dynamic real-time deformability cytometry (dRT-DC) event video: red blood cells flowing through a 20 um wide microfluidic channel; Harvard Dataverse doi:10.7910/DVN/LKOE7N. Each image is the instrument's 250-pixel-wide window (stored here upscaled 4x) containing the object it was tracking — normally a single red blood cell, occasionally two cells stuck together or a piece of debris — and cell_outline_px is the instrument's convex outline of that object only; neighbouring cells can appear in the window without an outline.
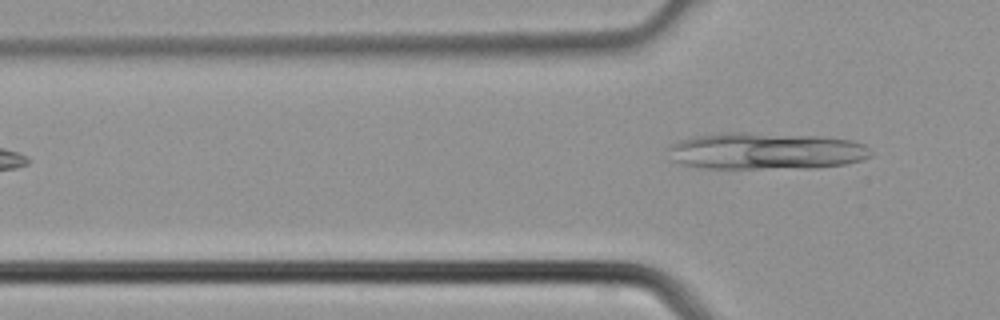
{"species": "common noctule bat (a hibernating species)", "species_latin": "Nyctalus noctula", "temperature_condition": "cold", "stored_images_in_passage": 2, "camera_frame_rate_fps": 3000, "um_per_image_px": 0.085, "animal": {"sex": "male", "body_mass_g": 21.5, "forearm_length_mm": 52.0}, "frame": {"image": 1, "passage_image": 2, "time_ms": 0.333, "image_size_px": [1000, 320], "cell_outline_px": [[872, 156], [860, 160], [844, 164], [812, 168], [704, 168], [680, 164], [672, 160], [668, 148], [672, 144], [680, 140], [692, 136], [720, 132], [748, 132], [824, 136], [852, 140], [864, 144], [868, 148]], "centroid_in_image_um": [65.08, 12.82], "position_along_channel_um": 60.7, "area_um2": 43.87}}